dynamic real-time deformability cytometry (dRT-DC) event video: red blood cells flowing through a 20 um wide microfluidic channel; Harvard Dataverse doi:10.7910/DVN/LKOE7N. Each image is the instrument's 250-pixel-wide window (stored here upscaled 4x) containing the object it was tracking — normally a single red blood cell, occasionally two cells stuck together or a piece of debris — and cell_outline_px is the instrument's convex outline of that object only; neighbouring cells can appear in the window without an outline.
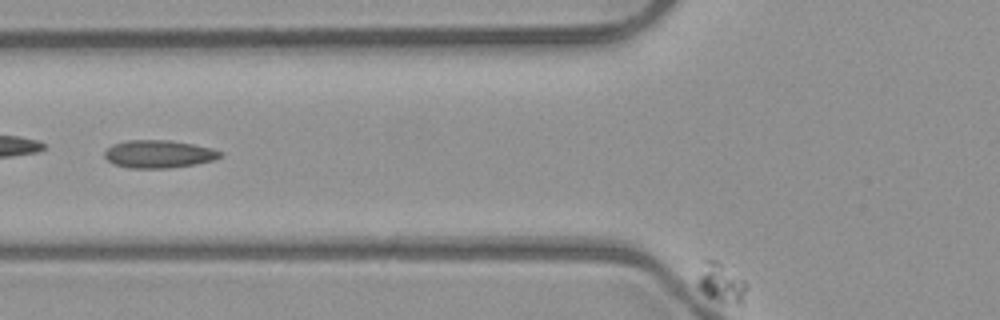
{"species": "common noctule bat (a hibernating species)", "species_latin": "Nyctalus noctula", "temperature_condition": "room temperature", "stored_images_in_passage": 6, "camera_frame_rate_fps": 3000, "um_per_image_px": 0.085, "animal": {"sex": "male", "body_mass_g": 23.1, "forearm_length_mm": 52.7}, "frame": {"image": 1, "passage_image": 6, "time_ms": 1.667, "image_size_px": [1000, 320], "cell_outline_px": [[748, 288], [744, 304], [740, 304], [716, 300], [704, 296], [700, 292], [696, 284], [696, 280], [704, 256], [716, 260], [744, 280]], "centroid_in_image_um": [61.25, 24.03], "position_along_channel_um": 64.6, "area_um2": 11.68}}